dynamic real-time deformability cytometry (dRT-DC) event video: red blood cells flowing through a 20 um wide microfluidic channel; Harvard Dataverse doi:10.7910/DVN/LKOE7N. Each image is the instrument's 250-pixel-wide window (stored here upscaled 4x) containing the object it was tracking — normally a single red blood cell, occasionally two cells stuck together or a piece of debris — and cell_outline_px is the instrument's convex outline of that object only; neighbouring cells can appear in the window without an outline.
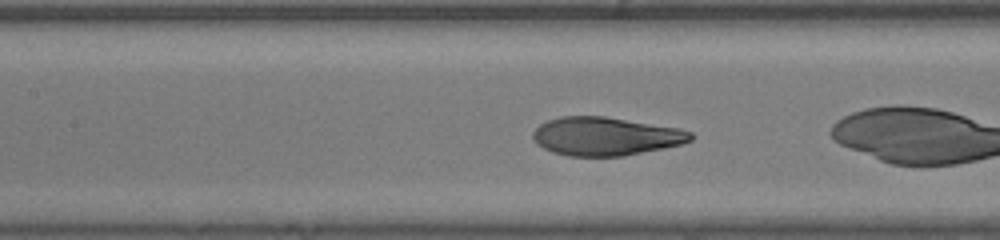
{"species": "human", "species_latin": "Homo sapiens", "temperature_condition": "room temperature", "stored_images_in_passage": 29, "camera_frame_rate_fps": 3000, "um_per_image_px": 0.085, "donor": {"sex": "male"}, "frame": {"image": 1, "passage_image": 12, "time_ms": 3.667, "image_size_px": [1000, 240], "cell_outline_px": [[692, 140], [680, 144], [620, 156], [568, 156], [552, 152], [544, 148], [532, 136], [532, 132], [540, 124], [548, 120], [560, 116], [604, 116], [680, 128], [692, 132]], "centroid_in_image_um": [51.45, 11.57], "position_along_channel_um": 155.9, "area_um2": 34.91}}
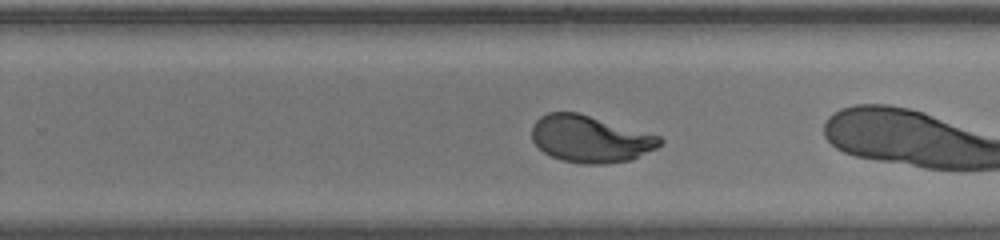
{"frame": {"image": 2, "passage_image": 21, "time_ms": 6.667, "image_size_px": [1000, 240], "cell_outline_px": [[664, 140], [656, 148], [632, 160], [604, 164], [584, 164], [564, 160], [552, 156], [544, 152], [532, 140], [532, 124], [540, 116], [548, 112], [576, 112], [660, 136]], "centroid_in_image_um": [50.16, 11.81], "position_along_channel_um": 279.6, "area_um2": 34.74}}
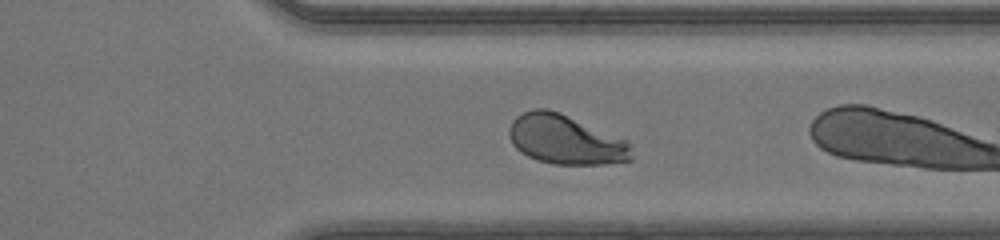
{"frame": {"image": 3, "passage_image": 27, "time_ms": 8.667, "image_size_px": [1000, 240], "cell_outline_px": [[632, 160], [600, 164], [552, 164], [536, 160], [520, 152], [512, 144], [508, 132], [512, 120], [516, 116], [532, 108], [548, 108], [624, 140], [628, 144]], "centroid_in_image_um": [47.97, 11.88], "position_along_channel_um": 363.4, "area_um2": 34.56}}